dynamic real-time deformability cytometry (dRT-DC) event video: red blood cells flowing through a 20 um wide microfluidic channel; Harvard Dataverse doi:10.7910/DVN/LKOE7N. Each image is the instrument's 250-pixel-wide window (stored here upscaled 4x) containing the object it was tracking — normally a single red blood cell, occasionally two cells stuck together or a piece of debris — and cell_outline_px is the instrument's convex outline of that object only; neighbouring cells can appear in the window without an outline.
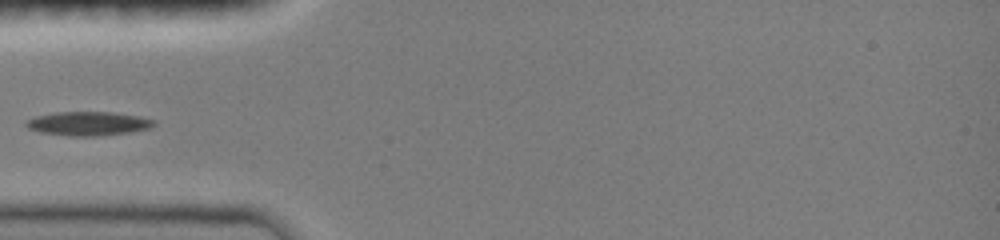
{"species": "common noctule bat (a hibernating species)", "species_latin": "Nyctalus noctula", "temperature_condition": "room temperature", "stored_images_in_passage": 12, "camera_frame_rate_fps": 3000, "um_per_image_px": 0.085, "animal": {"sex": "female", "body_mass_g": 19.0, "forearm_length_mm": 51.5}, "frame": {"image": 1, "passage_image": 7, "time_ms": 5.0, "image_size_px": [1000, 240], "cell_outline_px": [[156, 124], [152, 128], [128, 132], [96, 136], [68, 136], [40, 132], [28, 128], [24, 124], [28, 120], [36, 116], [56, 112], [112, 112], [140, 116], [156, 120]], "centroid_in_image_um": [7.53, 10.5], "position_along_channel_um": 77.5, "area_um2": 17.86}}
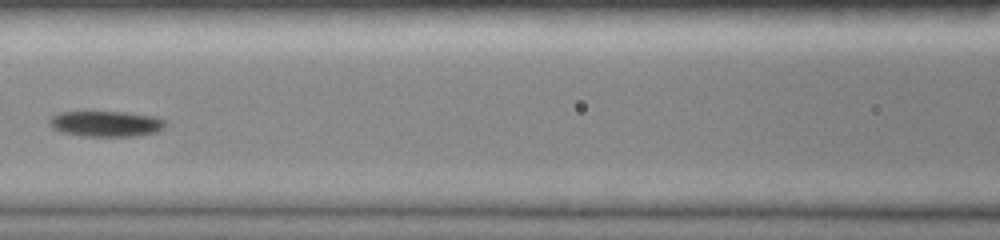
{"frame": {"image": 2, "passage_image": 10, "time_ms": 7.0, "image_size_px": [1000, 240], "cell_outline_px": [[168, 124], [164, 128], [156, 132], [136, 136], [84, 136], [64, 132], [52, 128], [48, 124], [48, 120], [52, 116], [60, 112], [124, 112], [156, 116], [168, 120]], "centroid_in_image_um": [9.07, 10.51], "position_along_channel_um": 157.5, "area_um2": 17.51}}